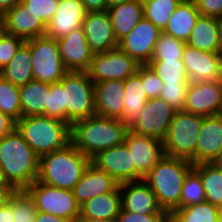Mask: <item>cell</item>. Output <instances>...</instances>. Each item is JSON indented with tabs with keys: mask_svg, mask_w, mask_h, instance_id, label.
<instances>
[{
	"mask_svg": "<svg viewBox=\"0 0 222 222\" xmlns=\"http://www.w3.org/2000/svg\"><path fill=\"white\" fill-rule=\"evenodd\" d=\"M57 42L63 64L68 71L87 72L89 70L93 53L82 27L57 39Z\"/></svg>",
	"mask_w": 222,
	"mask_h": 222,
	"instance_id": "obj_19",
	"label": "cell"
},
{
	"mask_svg": "<svg viewBox=\"0 0 222 222\" xmlns=\"http://www.w3.org/2000/svg\"><path fill=\"white\" fill-rule=\"evenodd\" d=\"M8 204L12 211V222H34L37 215L32 197L26 190H16Z\"/></svg>",
	"mask_w": 222,
	"mask_h": 222,
	"instance_id": "obj_37",
	"label": "cell"
},
{
	"mask_svg": "<svg viewBox=\"0 0 222 222\" xmlns=\"http://www.w3.org/2000/svg\"><path fill=\"white\" fill-rule=\"evenodd\" d=\"M112 21V26L116 39L119 41L144 18L142 0H132L130 2L114 5L107 9Z\"/></svg>",
	"mask_w": 222,
	"mask_h": 222,
	"instance_id": "obj_26",
	"label": "cell"
},
{
	"mask_svg": "<svg viewBox=\"0 0 222 222\" xmlns=\"http://www.w3.org/2000/svg\"><path fill=\"white\" fill-rule=\"evenodd\" d=\"M63 86L65 122H74L96 115L94 82L87 72L69 71L59 82Z\"/></svg>",
	"mask_w": 222,
	"mask_h": 222,
	"instance_id": "obj_7",
	"label": "cell"
},
{
	"mask_svg": "<svg viewBox=\"0 0 222 222\" xmlns=\"http://www.w3.org/2000/svg\"><path fill=\"white\" fill-rule=\"evenodd\" d=\"M193 164L185 159L164 156L144 177L158 205L170 214L180 208L182 186Z\"/></svg>",
	"mask_w": 222,
	"mask_h": 222,
	"instance_id": "obj_4",
	"label": "cell"
},
{
	"mask_svg": "<svg viewBox=\"0 0 222 222\" xmlns=\"http://www.w3.org/2000/svg\"><path fill=\"white\" fill-rule=\"evenodd\" d=\"M214 163L222 169V150L220 151Z\"/></svg>",
	"mask_w": 222,
	"mask_h": 222,
	"instance_id": "obj_55",
	"label": "cell"
},
{
	"mask_svg": "<svg viewBox=\"0 0 222 222\" xmlns=\"http://www.w3.org/2000/svg\"><path fill=\"white\" fill-rule=\"evenodd\" d=\"M21 0H0V17H2L8 10L12 9Z\"/></svg>",
	"mask_w": 222,
	"mask_h": 222,
	"instance_id": "obj_51",
	"label": "cell"
},
{
	"mask_svg": "<svg viewBox=\"0 0 222 222\" xmlns=\"http://www.w3.org/2000/svg\"><path fill=\"white\" fill-rule=\"evenodd\" d=\"M219 222H222V207H219V218H218Z\"/></svg>",
	"mask_w": 222,
	"mask_h": 222,
	"instance_id": "obj_59",
	"label": "cell"
},
{
	"mask_svg": "<svg viewBox=\"0 0 222 222\" xmlns=\"http://www.w3.org/2000/svg\"><path fill=\"white\" fill-rule=\"evenodd\" d=\"M26 191L32 197L37 211L75 221L80 216L72 190L55 188L35 180Z\"/></svg>",
	"mask_w": 222,
	"mask_h": 222,
	"instance_id": "obj_9",
	"label": "cell"
},
{
	"mask_svg": "<svg viewBox=\"0 0 222 222\" xmlns=\"http://www.w3.org/2000/svg\"><path fill=\"white\" fill-rule=\"evenodd\" d=\"M222 150V114L204 117L196 147V165L212 163Z\"/></svg>",
	"mask_w": 222,
	"mask_h": 222,
	"instance_id": "obj_24",
	"label": "cell"
},
{
	"mask_svg": "<svg viewBox=\"0 0 222 222\" xmlns=\"http://www.w3.org/2000/svg\"><path fill=\"white\" fill-rule=\"evenodd\" d=\"M15 128L39 157L71 143V125L57 118L25 116L16 122Z\"/></svg>",
	"mask_w": 222,
	"mask_h": 222,
	"instance_id": "obj_5",
	"label": "cell"
},
{
	"mask_svg": "<svg viewBox=\"0 0 222 222\" xmlns=\"http://www.w3.org/2000/svg\"><path fill=\"white\" fill-rule=\"evenodd\" d=\"M0 165L4 183L16 190H26L37 180L39 156L16 128L0 138Z\"/></svg>",
	"mask_w": 222,
	"mask_h": 222,
	"instance_id": "obj_1",
	"label": "cell"
},
{
	"mask_svg": "<svg viewBox=\"0 0 222 222\" xmlns=\"http://www.w3.org/2000/svg\"><path fill=\"white\" fill-rule=\"evenodd\" d=\"M1 183H4V176H3L2 168H1V165H0V184Z\"/></svg>",
	"mask_w": 222,
	"mask_h": 222,
	"instance_id": "obj_57",
	"label": "cell"
},
{
	"mask_svg": "<svg viewBox=\"0 0 222 222\" xmlns=\"http://www.w3.org/2000/svg\"><path fill=\"white\" fill-rule=\"evenodd\" d=\"M74 222H116L114 221H106L101 219H92V218H86V217H78Z\"/></svg>",
	"mask_w": 222,
	"mask_h": 222,
	"instance_id": "obj_53",
	"label": "cell"
},
{
	"mask_svg": "<svg viewBox=\"0 0 222 222\" xmlns=\"http://www.w3.org/2000/svg\"><path fill=\"white\" fill-rule=\"evenodd\" d=\"M87 12H103L107 11L106 0H80Z\"/></svg>",
	"mask_w": 222,
	"mask_h": 222,
	"instance_id": "obj_48",
	"label": "cell"
},
{
	"mask_svg": "<svg viewBox=\"0 0 222 222\" xmlns=\"http://www.w3.org/2000/svg\"><path fill=\"white\" fill-rule=\"evenodd\" d=\"M25 43L30 47L34 80L53 84L69 72L63 64L56 39L44 35Z\"/></svg>",
	"mask_w": 222,
	"mask_h": 222,
	"instance_id": "obj_8",
	"label": "cell"
},
{
	"mask_svg": "<svg viewBox=\"0 0 222 222\" xmlns=\"http://www.w3.org/2000/svg\"><path fill=\"white\" fill-rule=\"evenodd\" d=\"M130 1H132V0H106V3H107V7L109 8L114 5L130 2Z\"/></svg>",
	"mask_w": 222,
	"mask_h": 222,
	"instance_id": "obj_54",
	"label": "cell"
},
{
	"mask_svg": "<svg viewBox=\"0 0 222 222\" xmlns=\"http://www.w3.org/2000/svg\"><path fill=\"white\" fill-rule=\"evenodd\" d=\"M0 222H12V211L9 204L0 209Z\"/></svg>",
	"mask_w": 222,
	"mask_h": 222,
	"instance_id": "obj_52",
	"label": "cell"
},
{
	"mask_svg": "<svg viewBox=\"0 0 222 222\" xmlns=\"http://www.w3.org/2000/svg\"><path fill=\"white\" fill-rule=\"evenodd\" d=\"M199 173L205 191V201L222 207V169L214 162L193 165Z\"/></svg>",
	"mask_w": 222,
	"mask_h": 222,
	"instance_id": "obj_32",
	"label": "cell"
},
{
	"mask_svg": "<svg viewBox=\"0 0 222 222\" xmlns=\"http://www.w3.org/2000/svg\"><path fill=\"white\" fill-rule=\"evenodd\" d=\"M182 62L189 81L222 82V61L219 53L201 51L186 44Z\"/></svg>",
	"mask_w": 222,
	"mask_h": 222,
	"instance_id": "obj_15",
	"label": "cell"
},
{
	"mask_svg": "<svg viewBox=\"0 0 222 222\" xmlns=\"http://www.w3.org/2000/svg\"><path fill=\"white\" fill-rule=\"evenodd\" d=\"M119 184L112 176L90 162L72 191L77 204L81 206L97 195L118 191Z\"/></svg>",
	"mask_w": 222,
	"mask_h": 222,
	"instance_id": "obj_22",
	"label": "cell"
},
{
	"mask_svg": "<svg viewBox=\"0 0 222 222\" xmlns=\"http://www.w3.org/2000/svg\"><path fill=\"white\" fill-rule=\"evenodd\" d=\"M121 207V191L107 192L82 204L79 217L114 221L117 219Z\"/></svg>",
	"mask_w": 222,
	"mask_h": 222,
	"instance_id": "obj_27",
	"label": "cell"
},
{
	"mask_svg": "<svg viewBox=\"0 0 222 222\" xmlns=\"http://www.w3.org/2000/svg\"><path fill=\"white\" fill-rule=\"evenodd\" d=\"M186 42L164 32L158 38L151 61L182 60Z\"/></svg>",
	"mask_w": 222,
	"mask_h": 222,
	"instance_id": "obj_38",
	"label": "cell"
},
{
	"mask_svg": "<svg viewBox=\"0 0 222 222\" xmlns=\"http://www.w3.org/2000/svg\"><path fill=\"white\" fill-rule=\"evenodd\" d=\"M121 206L131 213L146 215H169L158 205L156 196L144 180L119 184Z\"/></svg>",
	"mask_w": 222,
	"mask_h": 222,
	"instance_id": "obj_18",
	"label": "cell"
},
{
	"mask_svg": "<svg viewBox=\"0 0 222 222\" xmlns=\"http://www.w3.org/2000/svg\"><path fill=\"white\" fill-rule=\"evenodd\" d=\"M141 80L148 99L160 97L163 82L148 65H141Z\"/></svg>",
	"mask_w": 222,
	"mask_h": 222,
	"instance_id": "obj_44",
	"label": "cell"
},
{
	"mask_svg": "<svg viewBox=\"0 0 222 222\" xmlns=\"http://www.w3.org/2000/svg\"><path fill=\"white\" fill-rule=\"evenodd\" d=\"M139 66L132 57L116 47L104 53L93 54L87 73L94 84L109 80L124 81L135 74Z\"/></svg>",
	"mask_w": 222,
	"mask_h": 222,
	"instance_id": "obj_10",
	"label": "cell"
},
{
	"mask_svg": "<svg viewBox=\"0 0 222 222\" xmlns=\"http://www.w3.org/2000/svg\"><path fill=\"white\" fill-rule=\"evenodd\" d=\"M161 33L150 20L142 18L128 35L118 41V47L139 65H148Z\"/></svg>",
	"mask_w": 222,
	"mask_h": 222,
	"instance_id": "obj_13",
	"label": "cell"
},
{
	"mask_svg": "<svg viewBox=\"0 0 222 222\" xmlns=\"http://www.w3.org/2000/svg\"><path fill=\"white\" fill-rule=\"evenodd\" d=\"M82 28L93 54L104 53L118 47V40L107 11L87 12Z\"/></svg>",
	"mask_w": 222,
	"mask_h": 222,
	"instance_id": "obj_20",
	"label": "cell"
},
{
	"mask_svg": "<svg viewBox=\"0 0 222 222\" xmlns=\"http://www.w3.org/2000/svg\"><path fill=\"white\" fill-rule=\"evenodd\" d=\"M0 111L15 122L22 117L19 87L0 75Z\"/></svg>",
	"mask_w": 222,
	"mask_h": 222,
	"instance_id": "obj_36",
	"label": "cell"
},
{
	"mask_svg": "<svg viewBox=\"0 0 222 222\" xmlns=\"http://www.w3.org/2000/svg\"><path fill=\"white\" fill-rule=\"evenodd\" d=\"M45 116L65 121L64 91L63 86L59 82L50 84Z\"/></svg>",
	"mask_w": 222,
	"mask_h": 222,
	"instance_id": "obj_40",
	"label": "cell"
},
{
	"mask_svg": "<svg viewBox=\"0 0 222 222\" xmlns=\"http://www.w3.org/2000/svg\"><path fill=\"white\" fill-rule=\"evenodd\" d=\"M190 82L185 84H163L160 98L170 104L174 110H183L187 89Z\"/></svg>",
	"mask_w": 222,
	"mask_h": 222,
	"instance_id": "obj_41",
	"label": "cell"
},
{
	"mask_svg": "<svg viewBox=\"0 0 222 222\" xmlns=\"http://www.w3.org/2000/svg\"><path fill=\"white\" fill-rule=\"evenodd\" d=\"M3 32H4V25H3L2 18L0 17V36L2 35Z\"/></svg>",
	"mask_w": 222,
	"mask_h": 222,
	"instance_id": "obj_56",
	"label": "cell"
},
{
	"mask_svg": "<svg viewBox=\"0 0 222 222\" xmlns=\"http://www.w3.org/2000/svg\"><path fill=\"white\" fill-rule=\"evenodd\" d=\"M124 89L123 121L130 127L139 118L148 100L141 80V65L135 74L124 80Z\"/></svg>",
	"mask_w": 222,
	"mask_h": 222,
	"instance_id": "obj_29",
	"label": "cell"
},
{
	"mask_svg": "<svg viewBox=\"0 0 222 222\" xmlns=\"http://www.w3.org/2000/svg\"><path fill=\"white\" fill-rule=\"evenodd\" d=\"M50 92V84L31 80L26 85L19 87V95L22 108V117L45 116L47 94Z\"/></svg>",
	"mask_w": 222,
	"mask_h": 222,
	"instance_id": "obj_30",
	"label": "cell"
},
{
	"mask_svg": "<svg viewBox=\"0 0 222 222\" xmlns=\"http://www.w3.org/2000/svg\"><path fill=\"white\" fill-rule=\"evenodd\" d=\"M91 160L72 143L39 157L37 181L55 188L73 190Z\"/></svg>",
	"mask_w": 222,
	"mask_h": 222,
	"instance_id": "obj_3",
	"label": "cell"
},
{
	"mask_svg": "<svg viewBox=\"0 0 222 222\" xmlns=\"http://www.w3.org/2000/svg\"><path fill=\"white\" fill-rule=\"evenodd\" d=\"M148 66L163 84H185L190 82L182 60L150 61Z\"/></svg>",
	"mask_w": 222,
	"mask_h": 222,
	"instance_id": "obj_35",
	"label": "cell"
},
{
	"mask_svg": "<svg viewBox=\"0 0 222 222\" xmlns=\"http://www.w3.org/2000/svg\"><path fill=\"white\" fill-rule=\"evenodd\" d=\"M86 13L80 0H60L56 13L46 26L45 36L57 40L81 28Z\"/></svg>",
	"mask_w": 222,
	"mask_h": 222,
	"instance_id": "obj_21",
	"label": "cell"
},
{
	"mask_svg": "<svg viewBox=\"0 0 222 222\" xmlns=\"http://www.w3.org/2000/svg\"><path fill=\"white\" fill-rule=\"evenodd\" d=\"M124 143L136 165V181L143 180L148 172L165 156L163 142L131 130L126 132Z\"/></svg>",
	"mask_w": 222,
	"mask_h": 222,
	"instance_id": "obj_14",
	"label": "cell"
},
{
	"mask_svg": "<svg viewBox=\"0 0 222 222\" xmlns=\"http://www.w3.org/2000/svg\"><path fill=\"white\" fill-rule=\"evenodd\" d=\"M219 54H220V58H221V61H222V45H221V49H220Z\"/></svg>",
	"mask_w": 222,
	"mask_h": 222,
	"instance_id": "obj_60",
	"label": "cell"
},
{
	"mask_svg": "<svg viewBox=\"0 0 222 222\" xmlns=\"http://www.w3.org/2000/svg\"><path fill=\"white\" fill-rule=\"evenodd\" d=\"M128 130L121 119L93 115L71 125V143L91 160L102 150L124 143Z\"/></svg>",
	"mask_w": 222,
	"mask_h": 222,
	"instance_id": "obj_2",
	"label": "cell"
},
{
	"mask_svg": "<svg viewBox=\"0 0 222 222\" xmlns=\"http://www.w3.org/2000/svg\"><path fill=\"white\" fill-rule=\"evenodd\" d=\"M28 9L46 24L56 13L60 0H21Z\"/></svg>",
	"mask_w": 222,
	"mask_h": 222,
	"instance_id": "obj_43",
	"label": "cell"
},
{
	"mask_svg": "<svg viewBox=\"0 0 222 222\" xmlns=\"http://www.w3.org/2000/svg\"><path fill=\"white\" fill-rule=\"evenodd\" d=\"M203 116L176 111L163 141L165 156L181 158L196 165V147Z\"/></svg>",
	"mask_w": 222,
	"mask_h": 222,
	"instance_id": "obj_6",
	"label": "cell"
},
{
	"mask_svg": "<svg viewBox=\"0 0 222 222\" xmlns=\"http://www.w3.org/2000/svg\"><path fill=\"white\" fill-rule=\"evenodd\" d=\"M34 222H73V221L57 217L53 214H48L38 211Z\"/></svg>",
	"mask_w": 222,
	"mask_h": 222,
	"instance_id": "obj_50",
	"label": "cell"
},
{
	"mask_svg": "<svg viewBox=\"0 0 222 222\" xmlns=\"http://www.w3.org/2000/svg\"><path fill=\"white\" fill-rule=\"evenodd\" d=\"M16 127V122L0 111V138L11 133Z\"/></svg>",
	"mask_w": 222,
	"mask_h": 222,
	"instance_id": "obj_47",
	"label": "cell"
},
{
	"mask_svg": "<svg viewBox=\"0 0 222 222\" xmlns=\"http://www.w3.org/2000/svg\"><path fill=\"white\" fill-rule=\"evenodd\" d=\"M30 47L24 43L0 75L15 86H23L33 80Z\"/></svg>",
	"mask_w": 222,
	"mask_h": 222,
	"instance_id": "obj_31",
	"label": "cell"
},
{
	"mask_svg": "<svg viewBox=\"0 0 222 222\" xmlns=\"http://www.w3.org/2000/svg\"><path fill=\"white\" fill-rule=\"evenodd\" d=\"M4 32L24 41L44 36L47 24L20 1L2 17Z\"/></svg>",
	"mask_w": 222,
	"mask_h": 222,
	"instance_id": "obj_16",
	"label": "cell"
},
{
	"mask_svg": "<svg viewBox=\"0 0 222 222\" xmlns=\"http://www.w3.org/2000/svg\"><path fill=\"white\" fill-rule=\"evenodd\" d=\"M91 163L118 183L136 181V165H132L131 153L125 143L102 150Z\"/></svg>",
	"mask_w": 222,
	"mask_h": 222,
	"instance_id": "obj_17",
	"label": "cell"
},
{
	"mask_svg": "<svg viewBox=\"0 0 222 222\" xmlns=\"http://www.w3.org/2000/svg\"><path fill=\"white\" fill-rule=\"evenodd\" d=\"M219 208L208 201L174 209L169 222H218Z\"/></svg>",
	"mask_w": 222,
	"mask_h": 222,
	"instance_id": "obj_33",
	"label": "cell"
},
{
	"mask_svg": "<svg viewBox=\"0 0 222 222\" xmlns=\"http://www.w3.org/2000/svg\"><path fill=\"white\" fill-rule=\"evenodd\" d=\"M116 222H169V215L131 213L121 207Z\"/></svg>",
	"mask_w": 222,
	"mask_h": 222,
	"instance_id": "obj_45",
	"label": "cell"
},
{
	"mask_svg": "<svg viewBox=\"0 0 222 222\" xmlns=\"http://www.w3.org/2000/svg\"><path fill=\"white\" fill-rule=\"evenodd\" d=\"M183 110L203 117L222 114V82L190 81Z\"/></svg>",
	"mask_w": 222,
	"mask_h": 222,
	"instance_id": "obj_12",
	"label": "cell"
},
{
	"mask_svg": "<svg viewBox=\"0 0 222 222\" xmlns=\"http://www.w3.org/2000/svg\"><path fill=\"white\" fill-rule=\"evenodd\" d=\"M15 191L16 189L8 184H0V209L8 205V202Z\"/></svg>",
	"mask_w": 222,
	"mask_h": 222,
	"instance_id": "obj_49",
	"label": "cell"
},
{
	"mask_svg": "<svg viewBox=\"0 0 222 222\" xmlns=\"http://www.w3.org/2000/svg\"><path fill=\"white\" fill-rule=\"evenodd\" d=\"M96 115L123 121L124 81L109 80L94 84Z\"/></svg>",
	"mask_w": 222,
	"mask_h": 222,
	"instance_id": "obj_23",
	"label": "cell"
},
{
	"mask_svg": "<svg viewBox=\"0 0 222 222\" xmlns=\"http://www.w3.org/2000/svg\"><path fill=\"white\" fill-rule=\"evenodd\" d=\"M175 112L176 110L160 97L148 99L139 118L129 130L163 142Z\"/></svg>",
	"mask_w": 222,
	"mask_h": 222,
	"instance_id": "obj_11",
	"label": "cell"
},
{
	"mask_svg": "<svg viewBox=\"0 0 222 222\" xmlns=\"http://www.w3.org/2000/svg\"><path fill=\"white\" fill-rule=\"evenodd\" d=\"M218 22H219L220 33H221V38H222V15H221V17L218 19Z\"/></svg>",
	"mask_w": 222,
	"mask_h": 222,
	"instance_id": "obj_58",
	"label": "cell"
},
{
	"mask_svg": "<svg viewBox=\"0 0 222 222\" xmlns=\"http://www.w3.org/2000/svg\"><path fill=\"white\" fill-rule=\"evenodd\" d=\"M182 0H142L144 18L150 20L162 32L168 25L170 16Z\"/></svg>",
	"mask_w": 222,
	"mask_h": 222,
	"instance_id": "obj_34",
	"label": "cell"
},
{
	"mask_svg": "<svg viewBox=\"0 0 222 222\" xmlns=\"http://www.w3.org/2000/svg\"><path fill=\"white\" fill-rule=\"evenodd\" d=\"M200 16L219 19L222 15V0H194Z\"/></svg>",
	"mask_w": 222,
	"mask_h": 222,
	"instance_id": "obj_46",
	"label": "cell"
},
{
	"mask_svg": "<svg viewBox=\"0 0 222 222\" xmlns=\"http://www.w3.org/2000/svg\"><path fill=\"white\" fill-rule=\"evenodd\" d=\"M205 201V191L199 173L192 168L186 175L180 198V208Z\"/></svg>",
	"mask_w": 222,
	"mask_h": 222,
	"instance_id": "obj_39",
	"label": "cell"
},
{
	"mask_svg": "<svg viewBox=\"0 0 222 222\" xmlns=\"http://www.w3.org/2000/svg\"><path fill=\"white\" fill-rule=\"evenodd\" d=\"M199 16L194 0H182L170 16L163 32L187 42Z\"/></svg>",
	"mask_w": 222,
	"mask_h": 222,
	"instance_id": "obj_28",
	"label": "cell"
},
{
	"mask_svg": "<svg viewBox=\"0 0 222 222\" xmlns=\"http://www.w3.org/2000/svg\"><path fill=\"white\" fill-rule=\"evenodd\" d=\"M24 43L25 41L17 36L2 33L0 36V72L13 59Z\"/></svg>",
	"mask_w": 222,
	"mask_h": 222,
	"instance_id": "obj_42",
	"label": "cell"
},
{
	"mask_svg": "<svg viewBox=\"0 0 222 222\" xmlns=\"http://www.w3.org/2000/svg\"><path fill=\"white\" fill-rule=\"evenodd\" d=\"M186 44L201 51L219 53L222 38L218 19L199 16Z\"/></svg>",
	"mask_w": 222,
	"mask_h": 222,
	"instance_id": "obj_25",
	"label": "cell"
}]
</instances>
